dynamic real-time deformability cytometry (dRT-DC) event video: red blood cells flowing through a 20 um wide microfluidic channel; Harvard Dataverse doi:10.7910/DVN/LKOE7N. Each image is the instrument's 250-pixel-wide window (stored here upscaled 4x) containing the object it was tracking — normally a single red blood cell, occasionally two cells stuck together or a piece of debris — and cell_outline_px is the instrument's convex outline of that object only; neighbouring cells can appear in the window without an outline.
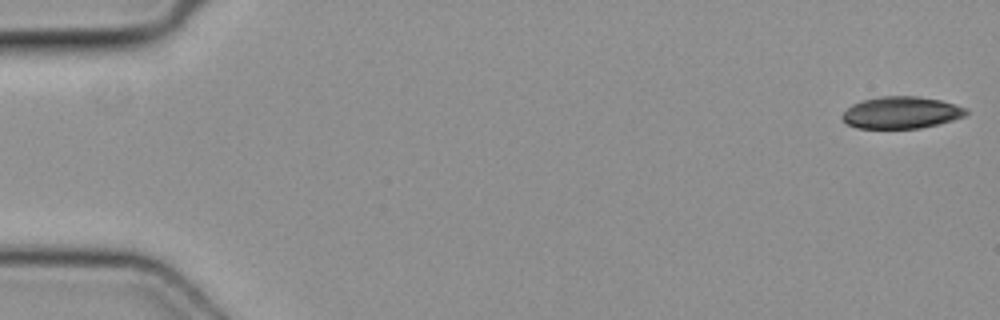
{"species": "common noctule bat (a hibernating species)", "species_latin": "Nyctalus noctula", "temperature_condition": "cold", "stored_images_in_passage": 19, "camera_frame_rate_fps": 3000, "um_per_image_px": 0.085, "animal": {"sex": "female", "body_mass_g": 19.3, "forearm_length_mm": 54.1}, "frame": {"image": 1, "passage_image": 1, "time_ms": 0.0, "image_size_px": [1000, 320], "cell_outline_px": [[968, 112], [964, 116], [940, 124], [920, 128], [856, 128], [848, 124], [840, 116], [852, 104], [864, 100], [880, 96], [916, 96], [940, 100], [968, 108]], "centroid_in_image_um": [76.62, 9.57], "position_along_channel_um": 8.4, "area_um2": 23.0}}
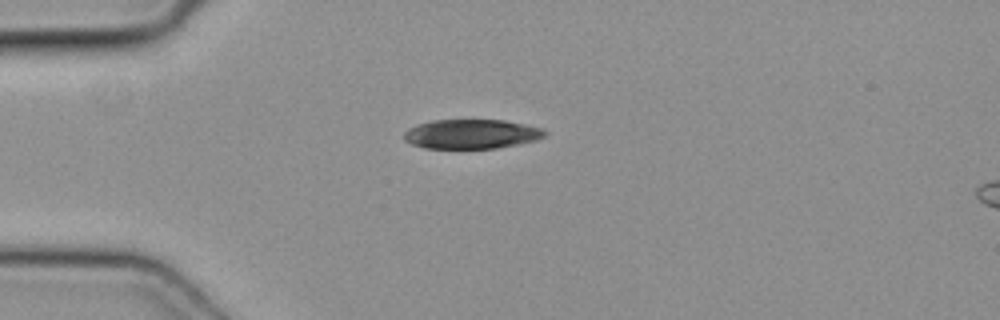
{"frame": {"image": 2, "passage_image": 13, "time_ms": 4.0, "image_size_px": [1000, 320], "cell_outline_px": [[548, 132], [544, 136], [536, 140], [496, 148], [424, 148], [412, 144], [404, 140], [404, 132], [408, 128], [416, 124], [432, 120], [504, 120], [544, 128]], "centroid_in_image_um": [40.06, 11.38], "position_along_channel_um": 44.9, "area_um2": 24.16}}
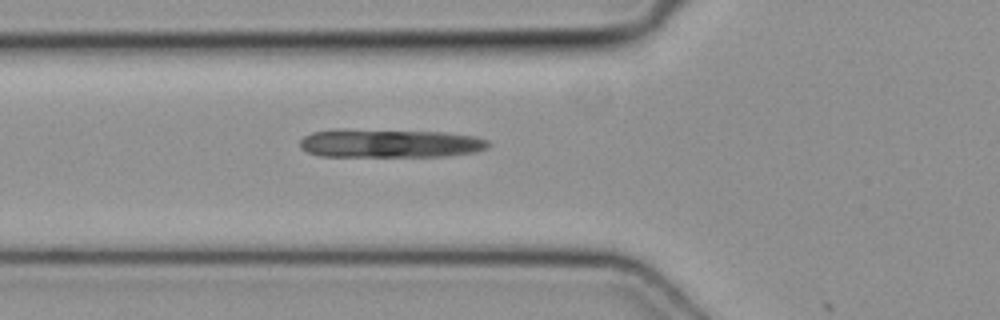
{"frame": {"image": 3, "passage_image": 18, "time_ms": 5.667, "image_size_px": [1000, 320], "cell_outline_px": [[492, 144], [488, 148], [476, 152], [448, 156], [320, 156], [308, 152], [300, 148], [300, 140], [304, 136], [312, 132], [336, 128], [340, 128], [444, 132], [476, 136], [488, 140]], "centroid_in_image_um": [33.14, 12.17], "position_along_channel_um": 92.7, "area_um2": 31.96}}